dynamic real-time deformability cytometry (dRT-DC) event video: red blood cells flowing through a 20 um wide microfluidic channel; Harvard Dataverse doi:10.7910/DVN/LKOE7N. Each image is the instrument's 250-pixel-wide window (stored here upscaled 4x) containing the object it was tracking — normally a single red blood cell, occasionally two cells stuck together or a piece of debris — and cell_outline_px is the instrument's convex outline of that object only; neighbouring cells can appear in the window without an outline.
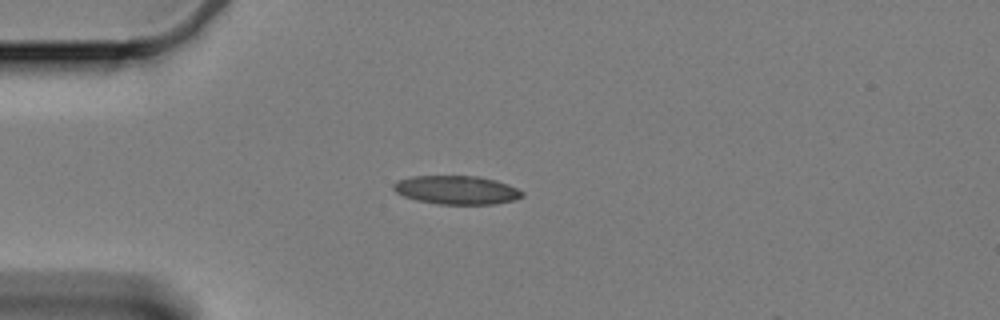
{"species": "Egyptian fruit bat (a non-hibernating species)", "species_latin": "Rousettus aegyptiacus", "temperature_condition": "cold", "stored_images_in_passage": 42, "camera_frame_rate_fps": 3000, "um_per_image_px": 0.085, "animal": {"sex": "female"}, "frame": {"image": 1, "passage_image": 1, "time_ms": 0.0, "image_size_px": [1000, 320], "cell_outline_px": [[524, 196], [512, 200], [492, 204], [440, 204], [416, 200], [404, 196], [396, 192], [392, 188], [392, 184], [396, 180], [412, 176], [480, 176], [496, 180], [508, 184], [524, 192]], "centroid_in_image_um": [38.78, 16.14], "position_along_channel_um": 46.2, "area_um2": 21.5}}
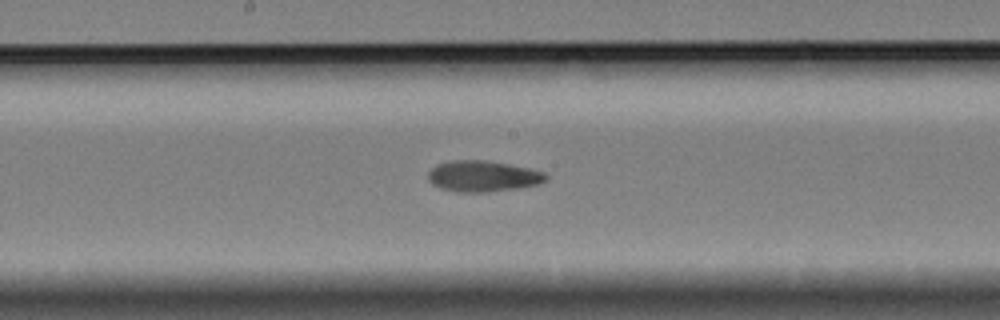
{"frame": {"image": 2, "passage_image": 17, "time_ms": 5.333, "image_size_px": [1000, 320], "cell_outline_px": [[548, 176], [544, 180], [536, 184], [516, 188], [484, 192], [460, 192], [440, 188], [432, 184], [428, 180], [428, 172], [436, 164], [452, 160], [484, 160], [508, 164], [528, 168], [544, 172]], "centroid_in_image_um": [40.99, 14.97], "position_along_channel_um": 207.2, "area_um2": 21.04}}
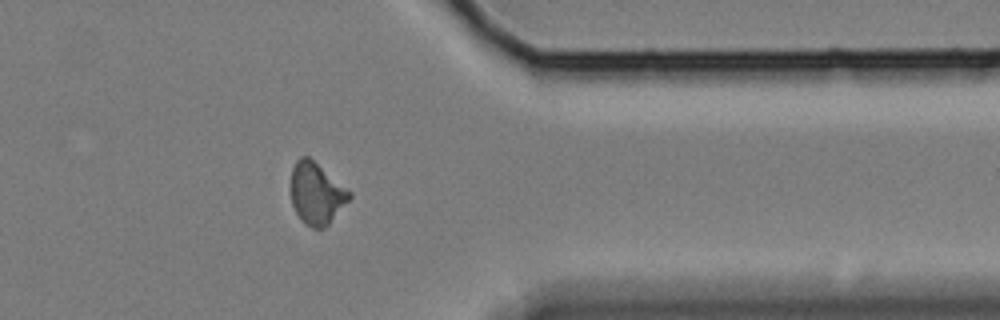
{"frame": {"image": 3, "passage_image": 34, "time_ms": 11.0, "image_size_px": [1000, 320], "cell_outline_px": [[352, 196], [328, 224], [324, 228], [312, 228], [304, 224], [296, 212], [292, 204], [292, 168], [296, 160], [300, 156], [308, 156], [352, 192]], "centroid_in_image_um": [26.9, 16.44], "position_along_channel_um": 384.5, "area_um2": 20.75}}